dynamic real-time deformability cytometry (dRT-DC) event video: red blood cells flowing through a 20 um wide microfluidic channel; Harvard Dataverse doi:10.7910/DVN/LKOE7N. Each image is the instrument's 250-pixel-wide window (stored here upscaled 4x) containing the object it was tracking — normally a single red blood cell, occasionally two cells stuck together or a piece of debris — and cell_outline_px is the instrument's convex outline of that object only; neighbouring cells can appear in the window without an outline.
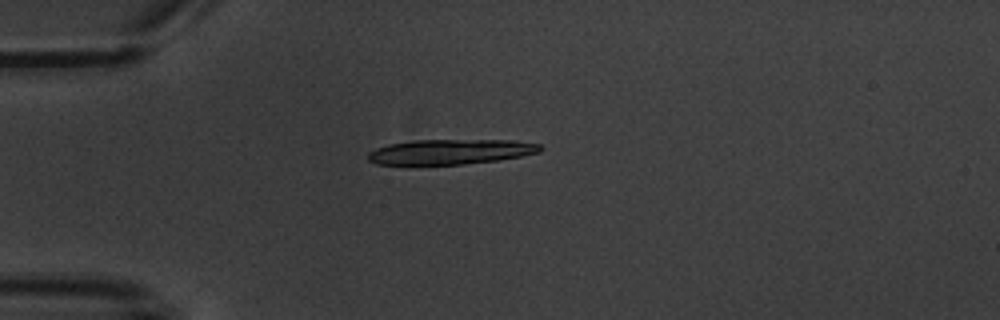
{"species": "common noctule bat (a hibernating species)", "species_latin": "Nyctalus noctula", "temperature_condition": "warm", "stored_images_in_passage": 3, "camera_frame_rate_fps": 3000, "um_per_image_px": 0.085, "animal": {"sex": "male", "body_mass_g": 20.1, "forearm_length_mm": 53.5}, "frame": {"image": 1, "passage_image": 3, "time_ms": 2.333, "image_size_px": [1000, 320], "cell_outline_px": [[544, 148], [540, 152], [520, 156], [496, 160], [464, 164], [376, 164], [368, 160], [368, 152], [376, 148], [388, 144], [412, 140], [512, 140], [540, 144]], "centroid_in_image_um": [38.29, 12.89], "position_along_channel_um": 46.7, "area_um2": 25.03}}